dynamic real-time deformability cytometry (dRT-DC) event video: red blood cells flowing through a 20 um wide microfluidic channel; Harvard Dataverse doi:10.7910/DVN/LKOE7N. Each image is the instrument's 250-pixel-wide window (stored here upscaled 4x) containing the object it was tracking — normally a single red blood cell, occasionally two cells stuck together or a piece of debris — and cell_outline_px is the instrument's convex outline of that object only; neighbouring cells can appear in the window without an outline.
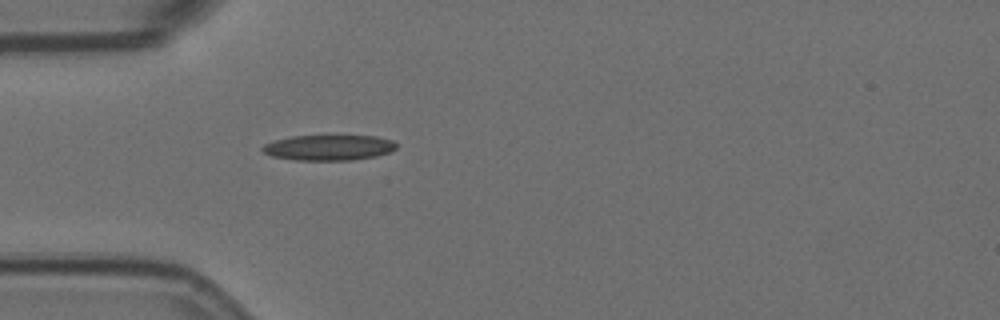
{"species": "Egyptian fruit bat (a non-hibernating species)", "species_latin": "Rousettus aegyptiacus", "temperature_condition": "room temperature", "stored_images_in_passage": 1, "camera_frame_rate_fps": 3000, "um_per_image_px": 0.085, "animal": {"sex": "female"}, "frame": {"image": 1, "passage_image": 1, "time_ms": 0.0, "image_size_px": [1000, 320], "cell_outline_px": [[396, 148], [392, 152], [376, 156], [352, 160], [292, 160], [272, 156], [264, 152], [260, 148], [264, 144], [276, 140], [292, 136], [376, 136], [392, 140], [396, 144]], "centroid_in_image_um": [27.95, 12.55], "position_along_channel_um": 57.0, "area_um2": 19.88}}